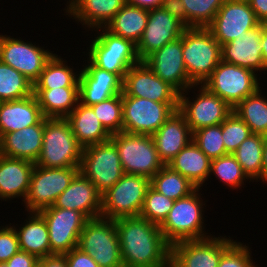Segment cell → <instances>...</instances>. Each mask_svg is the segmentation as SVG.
Segmentation results:
<instances>
[{
  "instance_id": "obj_5",
  "label": "cell",
  "mask_w": 267,
  "mask_h": 267,
  "mask_svg": "<svg viewBox=\"0 0 267 267\" xmlns=\"http://www.w3.org/2000/svg\"><path fill=\"white\" fill-rule=\"evenodd\" d=\"M182 53L188 77L195 85H202L221 61V45L208 28H186Z\"/></svg>"
},
{
  "instance_id": "obj_33",
  "label": "cell",
  "mask_w": 267,
  "mask_h": 267,
  "mask_svg": "<svg viewBox=\"0 0 267 267\" xmlns=\"http://www.w3.org/2000/svg\"><path fill=\"white\" fill-rule=\"evenodd\" d=\"M148 12L149 10L126 3L104 28L137 45L147 26Z\"/></svg>"
},
{
  "instance_id": "obj_26",
  "label": "cell",
  "mask_w": 267,
  "mask_h": 267,
  "mask_svg": "<svg viewBox=\"0 0 267 267\" xmlns=\"http://www.w3.org/2000/svg\"><path fill=\"white\" fill-rule=\"evenodd\" d=\"M43 134L44 119L39 124L4 134L0 138V154L35 163L41 152Z\"/></svg>"
},
{
  "instance_id": "obj_42",
  "label": "cell",
  "mask_w": 267,
  "mask_h": 267,
  "mask_svg": "<svg viewBox=\"0 0 267 267\" xmlns=\"http://www.w3.org/2000/svg\"><path fill=\"white\" fill-rule=\"evenodd\" d=\"M192 140L210 160L228 154L223 143L221 124L194 131Z\"/></svg>"
},
{
  "instance_id": "obj_6",
  "label": "cell",
  "mask_w": 267,
  "mask_h": 267,
  "mask_svg": "<svg viewBox=\"0 0 267 267\" xmlns=\"http://www.w3.org/2000/svg\"><path fill=\"white\" fill-rule=\"evenodd\" d=\"M261 77L252 70L221 60L202 85L234 108L262 87Z\"/></svg>"
},
{
  "instance_id": "obj_44",
  "label": "cell",
  "mask_w": 267,
  "mask_h": 267,
  "mask_svg": "<svg viewBox=\"0 0 267 267\" xmlns=\"http://www.w3.org/2000/svg\"><path fill=\"white\" fill-rule=\"evenodd\" d=\"M222 138L227 153H233L252 132L249 126L233 111L221 123Z\"/></svg>"
},
{
  "instance_id": "obj_1",
  "label": "cell",
  "mask_w": 267,
  "mask_h": 267,
  "mask_svg": "<svg viewBox=\"0 0 267 267\" xmlns=\"http://www.w3.org/2000/svg\"><path fill=\"white\" fill-rule=\"evenodd\" d=\"M114 221L124 267H171V244L159 225L141 217Z\"/></svg>"
},
{
  "instance_id": "obj_24",
  "label": "cell",
  "mask_w": 267,
  "mask_h": 267,
  "mask_svg": "<svg viewBox=\"0 0 267 267\" xmlns=\"http://www.w3.org/2000/svg\"><path fill=\"white\" fill-rule=\"evenodd\" d=\"M35 163L0 154V203L25 200Z\"/></svg>"
},
{
  "instance_id": "obj_51",
  "label": "cell",
  "mask_w": 267,
  "mask_h": 267,
  "mask_svg": "<svg viewBox=\"0 0 267 267\" xmlns=\"http://www.w3.org/2000/svg\"><path fill=\"white\" fill-rule=\"evenodd\" d=\"M251 9L260 23L267 21V0H250Z\"/></svg>"
},
{
  "instance_id": "obj_47",
  "label": "cell",
  "mask_w": 267,
  "mask_h": 267,
  "mask_svg": "<svg viewBox=\"0 0 267 267\" xmlns=\"http://www.w3.org/2000/svg\"><path fill=\"white\" fill-rule=\"evenodd\" d=\"M67 267H100L91 255L75 247L64 254Z\"/></svg>"
},
{
  "instance_id": "obj_13",
  "label": "cell",
  "mask_w": 267,
  "mask_h": 267,
  "mask_svg": "<svg viewBox=\"0 0 267 267\" xmlns=\"http://www.w3.org/2000/svg\"><path fill=\"white\" fill-rule=\"evenodd\" d=\"M39 45L38 42L0 33V61L16 69L34 84L54 54L48 46Z\"/></svg>"
},
{
  "instance_id": "obj_7",
  "label": "cell",
  "mask_w": 267,
  "mask_h": 267,
  "mask_svg": "<svg viewBox=\"0 0 267 267\" xmlns=\"http://www.w3.org/2000/svg\"><path fill=\"white\" fill-rule=\"evenodd\" d=\"M110 140L115 144L124 174L151 179L163 166L152 136L120 132Z\"/></svg>"
},
{
  "instance_id": "obj_19",
  "label": "cell",
  "mask_w": 267,
  "mask_h": 267,
  "mask_svg": "<svg viewBox=\"0 0 267 267\" xmlns=\"http://www.w3.org/2000/svg\"><path fill=\"white\" fill-rule=\"evenodd\" d=\"M145 64L163 81L179 93L195 85L188 77L182 53V35L154 51L144 60Z\"/></svg>"
},
{
  "instance_id": "obj_3",
  "label": "cell",
  "mask_w": 267,
  "mask_h": 267,
  "mask_svg": "<svg viewBox=\"0 0 267 267\" xmlns=\"http://www.w3.org/2000/svg\"><path fill=\"white\" fill-rule=\"evenodd\" d=\"M82 151L66 118H44L43 143L36 166L80 168Z\"/></svg>"
},
{
  "instance_id": "obj_57",
  "label": "cell",
  "mask_w": 267,
  "mask_h": 267,
  "mask_svg": "<svg viewBox=\"0 0 267 267\" xmlns=\"http://www.w3.org/2000/svg\"><path fill=\"white\" fill-rule=\"evenodd\" d=\"M233 1L249 2L250 0H233Z\"/></svg>"
},
{
  "instance_id": "obj_55",
  "label": "cell",
  "mask_w": 267,
  "mask_h": 267,
  "mask_svg": "<svg viewBox=\"0 0 267 267\" xmlns=\"http://www.w3.org/2000/svg\"><path fill=\"white\" fill-rule=\"evenodd\" d=\"M76 0H65L66 4H65V8L63 9V11H67L75 2Z\"/></svg>"
},
{
  "instance_id": "obj_2",
  "label": "cell",
  "mask_w": 267,
  "mask_h": 267,
  "mask_svg": "<svg viewBox=\"0 0 267 267\" xmlns=\"http://www.w3.org/2000/svg\"><path fill=\"white\" fill-rule=\"evenodd\" d=\"M202 191V188H197L190 195L175 200L166 219L160 225L163 236L171 245L183 240L204 239L213 235L212 232L208 233V229L205 231L207 224L204 223V209L208 200L204 199Z\"/></svg>"
},
{
  "instance_id": "obj_22",
  "label": "cell",
  "mask_w": 267,
  "mask_h": 267,
  "mask_svg": "<svg viewBox=\"0 0 267 267\" xmlns=\"http://www.w3.org/2000/svg\"><path fill=\"white\" fill-rule=\"evenodd\" d=\"M262 23L245 32V35L221 45V60L257 73L267 74L261 46ZM259 71V72H258ZM266 71V72H265Z\"/></svg>"
},
{
  "instance_id": "obj_12",
  "label": "cell",
  "mask_w": 267,
  "mask_h": 267,
  "mask_svg": "<svg viewBox=\"0 0 267 267\" xmlns=\"http://www.w3.org/2000/svg\"><path fill=\"white\" fill-rule=\"evenodd\" d=\"M78 172L79 167L44 168L35 165L22 205L24 211L39 212L52 206Z\"/></svg>"
},
{
  "instance_id": "obj_35",
  "label": "cell",
  "mask_w": 267,
  "mask_h": 267,
  "mask_svg": "<svg viewBox=\"0 0 267 267\" xmlns=\"http://www.w3.org/2000/svg\"><path fill=\"white\" fill-rule=\"evenodd\" d=\"M263 89L265 90L260 87L239 102L232 111L249 126L252 134L267 136V94L262 92Z\"/></svg>"
},
{
  "instance_id": "obj_8",
  "label": "cell",
  "mask_w": 267,
  "mask_h": 267,
  "mask_svg": "<svg viewBox=\"0 0 267 267\" xmlns=\"http://www.w3.org/2000/svg\"><path fill=\"white\" fill-rule=\"evenodd\" d=\"M149 187L150 179L124 174L101 195V216L111 220L139 217Z\"/></svg>"
},
{
  "instance_id": "obj_34",
  "label": "cell",
  "mask_w": 267,
  "mask_h": 267,
  "mask_svg": "<svg viewBox=\"0 0 267 267\" xmlns=\"http://www.w3.org/2000/svg\"><path fill=\"white\" fill-rule=\"evenodd\" d=\"M45 118H66L79 102V87L34 90Z\"/></svg>"
},
{
  "instance_id": "obj_17",
  "label": "cell",
  "mask_w": 267,
  "mask_h": 267,
  "mask_svg": "<svg viewBox=\"0 0 267 267\" xmlns=\"http://www.w3.org/2000/svg\"><path fill=\"white\" fill-rule=\"evenodd\" d=\"M257 20L249 2L225 0L207 27L220 45L227 44L256 27Z\"/></svg>"
},
{
  "instance_id": "obj_30",
  "label": "cell",
  "mask_w": 267,
  "mask_h": 267,
  "mask_svg": "<svg viewBox=\"0 0 267 267\" xmlns=\"http://www.w3.org/2000/svg\"><path fill=\"white\" fill-rule=\"evenodd\" d=\"M168 166L187 178L197 188L207 186L211 160L193 140L168 163Z\"/></svg>"
},
{
  "instance_id": "obj_18",
  "label": "cell",
  "mask_w": 267,
  "mask_h": 267,
  "mask_svg": "<svg viewBox=\"0 0 267 267\" xmlns=\"http://www.w3.org/2000/svg\"><path fill=\"white\" fill-rule=\"evenodd\" d=\"M123 93L159 103L179 102V92L159 78L144 61L133 65L125 74Z\"/></svg>"
},
{
  "instance_id": "obj_56",
  "label": "cell",
  "mask_w": 267,
  "mask_h": 267,
  "mask_svg": "<svg viewBox=\"0 0 267 267\" xmlns=\"http://www.w3.org/2000/svg\"><path fill=\"white\" fill-rule=\"evenodd\" d=\"M0 267H8V264L6 262L0 263Z\"/></svg>"
},
{
  "instance_id": "obj_50",
  "label": "cell",
  "mask_w": 267,
  "mask_h": 267,
  "mask_svg": "<svg viewBox=\"0 0 267 267\" xmlns=\"http://www.w3.org/2000/svg\"><path fill=\"white\" fill-rule=\"evenodd\" d=\"M37 267H67L64 255H50L39 258Z\"/></svg>"
},
{
  "instance_id": "obj_27",
  "label": "cell",
  "mask_w": 267,
  "mask_h": 267,
  "mask_svg": "<svg viewBox=\"0 0 267 267\" xmlns=\"http://www.w3.org/2000/svg\"><path fill=\"white\" fill-rule=\"evenodd\" d=\"M125 4L126 0H76L62 15L75 19L89 33L96 28L105 27Z\"/></svg>"
},
{
  "instance_id": "obj_48",
  "label": "cell",
  "mask_w": 267,
  "mask_h": 267,
  "mask_svg": "<svg viewBox=\"0 0 267 267\" xmlns=\"http://www.w3.org/2000/svg\"><path fill=\"white\" fill-rule=\"evenodd\" d=\"M39 258L33 254L19 251L6 263L8 267H37Z\"/></svg>"
},
{
  "instance_id": "obj_28",
  "label": "cell",
  "mask_w": 267,
  "mask_h": 267,
  "mask_svg": "<svg viewBox=\"0 0 267 267\" xmlns=\"http://www.w3.org/2000/svg\"><path fill=\"white\" fill-rule=\"evenodd\" d=\"M36 96L0 102V138L7 133L39 124L43 119Z\"/></svg>"
},
{
  "instance_id": "obj_29",
  "label": "cell",
  "mask_w": 267,
  "mask_h": 267,
  "mask_svg": "<svg viewBox=\"0 0 267 267\" xmlns=\"http://www.w3.org/2000/svg\"><path fill=\"white\" fill-rule=\"evenodd\" d=\"M21 224L10 223L18 236L20 251L43 258L51 255L48 226L38 212H25ZM23 224V225H22Z\"/></svg>"
},
{
  "instance_id": "obj_38",
  "label": "cell",
  "mask_w": 267,
  "mask_h": 267,
  "mask_svg": "<svg viewBox=\"0 0 267 267\" xmlns=\"http://www.w3.org/2000/svg\"><path fill=\"white\" fill-rule=\"evenodd\" d=\"M212 176H214L215 181L218 180L219 183H222L220 187L226 186L225 189L240 190V188L246 187L245 183L252 182L231 153L211 160L210 180L213 179Z\"/></svg>"
},
{
  "instance_id": "obj_16",
  "label": "cell",
  "mask_w": 267,
  "mask_h": 267,
  "mask_svg": "<svg viewBox=\"0 0 267 267\" xmlns=\"http://www.w3.org/2000/svg\"><path fill=\"white\" fill-rule=\"evenodd\" d=\"M48 226L51 255H64L78 247L88 218L77 210L50 206L38 212Z\"/></svg>"
},
{
  "instance_id": "obj_21",
  "label": "cell",
  "mask_w": 267,
  "mask_h": 267,
  "mask_svg": "<svg viewBox=\"0 0 267 267\" xmlns=\"http://www.w3.org/2000/svg\"><path fill=\"white\" fill-rule=\"evenodd\" d=\"M79 78V102L86 106L122 94L123 80L112 72L96 67L88 58L84 60Z\"/></svg>"
},
{
  "instance_id": "obj_52",
  "label": "cell",
  "mask_w": 267,
  "mask_h": 267,
  "mask_svg": "<svg viewBox=\"0 0 267 267\" xmlns=\"http://www.w3.org/2000/svg\"><path fill=\"white\" fill-rule=\"evenodd\" d=\"M163 0H126L127 4L141 7L146 10L161 7Z\"/></svg>"
},
{
  "instance_id": "obj_45",
  "label": "cell",
  "mask_w": 267,
  "mask_h": 267,
  "mask_svg": "<svg viewBox=\"0 0 267 267\" xmlns=\"http://www.w3.org/2000/svg\"><path fill=\"white\" fill-rule=\"evenodd\" d=\"M251 248L236 238L222 254L218 267H259L253 260Z\"/></svg>"
},
{
  "instance_id": "obj_37",
  "label": "cell",
  "mask_w": 267,
  "mask_h": 267,
  "mask_svg": "<svg viewBox=\"0 0 267 267\" xmlns=\"http://www.w3.org/2000/svg\"><path fill=\"white\" fill-rule=\"evenodd\" d=\"M150 186L164 196L178 200L190 195L197 187L187 178L164 165L151 179Z\"/></svg>"
},
{
  "instance_id": "obj_46",
  "label": "cell",
  "mask_w": 267,
  "mask_h": 267,
  "mask_svg": "<svg viewBox=\"0 0 267 267\" xmlns=\"http://www.w3.org/2000/svg\"><path fill=\"white\" fill-rule=\"evenodd\" d=\"M20 251L19 239L11 224L0 226V263L7 262L14 254Z\"/></svg>"
},
{
  "instance_id": "obj_4",
  "label": "cell",
  "mask_w": 267,
  "mask_h": 267,
  "mask_svg": "<svg viewBox=\"0 0 267 267\" xmlns=\"http://www.w3.org/2000/svg\"><path fill=\"white\" fill-rule=\"evenodd\" d=\"M92 32L94 35L88 37L92 39L85 49L87 52H82L85 55L78 57L87 56L96 67L117 74L123 80L128 70L141 61L136 44L110 33L104 27L92 30L91 34Z\"/></svg>"
},
{
  "instance_id": "obj_31",
  "label": "cell",
  "mask_w": 267,
  "mask_h": 267,
  "mask_svg": "<svg viewBox=\"0 0 267 267\" xmlns=\"http://www.w3.org/2000/svg\"><path fill=\"white\" fill-rule=\"evenodd\" d=\"M77 142L84 148L110 140L111 134L96 117L91 106L78 102L76 108L66 117Z\"/></svg>"
},
{
  "instance_id": "obj_54",
  "label": "cell",
  "mask_w": 267,
  "mask_h": 267,
  "mask_svg": "<svg viewBox=\"0 0 267 267\" xmlns=\"http://www.w3.org/2000/svg\"><path fill=\"white\" fill-rule=\"evenodd\" d=\"M261 182L263 185L267 186V136H265L264 146H263V162H262V172H261Z\"/></svg>"
},
{
  "instance_id": "obj_15",
  "label": "cell",
  "mask_w": 267,
  "mask_h": 267,
  "mask_svg": "<svg viewBox=\"0 0 267 267\" xmlns=\"http://www.w3.org/2000/svg\"><path fill=\"white\" fill-rule=\"evenodd\" d=\"M220 235L172 244L171 267H218L222 254L235 241Z\"/></svg>"
},
{
  "instance_id": "obj_43",
  "label": "cell",
  "mask_w": 267,
  "mask_h": 267,
  "mask_svg": "<svg viewBox=\"0 0 267 267\" xmlns=\"http://www.w3.org/2000/svg\"><path fill=\"white\" fill-rule=\"evenodd\" d=\"M174 202L175 200L164 196L150 186L146 192L139 217L160 226L166 219Z\"/></svg>"
},
{
  "instance_id": "obj_39",
  "label": "cell",
  "mask_w": 267,
  "mask_h": 267,
  "mask_svg": "<svg viewBox=\"0 0 267 267\" xmlns=\"http://www.w3.org/2000/svg\"><path fill=\"white\" fill-rule=\"evenodd\" d=\"M34 94V84L13 67L0 61V102L19 100Z\"/></svg>"
},
{
  "instance_id": "obj_49",
  "label": "cell",
  "mask_w": 267,
  "mask_h": 267,
  "mask_svg": "<svg viewBox=\"0 0 267 267\" xmlns=\"http://www.w3.org/2000/svg\"><path fill=\"white\" fill-rule=\"evenodd\" d=\"M161 7L186 26V11L181 0H163Z\"/></svg>"
},
{
  "instance_id": "obj_14",
  "label": "cell",
  "mask_w": 267,
  "mask_h": 267,
  "mask_svg": "<svg viewBox=\"0 0 267 267\" xmlns=\"http://www.w3.org/2000/svg\"><path fill=\"white\" fill-rule=\"evenodd\" d=\"M123 132L152 136L178 110V103H159L122 92Z\"/></svg>"
},
{
  "instance_id": "obj_20",
  "label": "cell",
  "mask_w": 267,
  "mask_h": 267,
  "mask_svg": "<svg viewBox=\"0 0 267 267\" xmlns=\"http://www.w3.org/2000/svg\"><path fill=\"white\" fill-rule=\"evenodd\" d=\"M186 28L181 21L170 16L162 7L149 10L147 26L136 45L139 59L143 61L154 51L180 38Z\"/></svg>"
},
{
  "instance_id": "obj_40",
  "label": "cell",
  "mask_w": 267,
  "mask_h": 267,
  "mask_svg": "<svg viewBox=\"0 0 267 267\" xmlns=\"http://www.w3.org/2000/svg\"><path fill=\"white\" fill-rule=\"evenodd\" d=\"M186 11V27L207 28L225 0H181Z\"/></svg>"
},
{
  "instance_id": "obj_41",
  "label": "cell",
  "mask_w": 267,
  "mask_h": 267,
  "mask_svg": "<svg viewBox=\"0 0 267 267\" xmlns=\"http://www.w3.org/2000/svg\"><path fill=\"white\" fill-rule=\"evenodd\" d=\"M91 107L96 117L111 135L123 131L122 94L115 95Z\"/></svg>"
},
{
  "instance_id": "obj_11",
  "label": "cell",
  "mask_w": 267,
  "mask_h": 267,
  "mask_svg": "<svg viewBox=\"0 0 267 267\" xmlns=\"http://www.w3.org/2000/svg\"><path fill=\"white\" fill-rule=\"evenodd\" d=\"M79 171L101 195L124 175L118 150L111 140L84 147Z\"/></svg>"
},
{
  "instance_id": "obj_32",
  "label": "cell",
  "mask_w": 267,
  "mask_h": 267,
  "mask_svg": "<svg viewBox=\"0 0 267 267\" xmlns=\"http://www.w3.org/2000/svg\"><path fill=\"white\" fill-rule=\"evenodd\" d=\"M60 55L54 53L47 61L39 79L34 83V90H49L59 87H79L81 66L79 69V66H73V62L69 64L62 54Z\"/></svg>"
},
{
  "instance_id": "obj_10",
  "label": "cell",
  "mask_w": 267,
  "mask_h": 267,
  "mask_svg": "<svg viewBox=\"0 0 267 267\" xmlns=\"http://www.w3.org/2000/svg\"><path fill=\"white\" fill-rule=\"evenodd\" d=\"M232 110L223 99L203 85H193L179 93L178 111L184 116L192 133L203 127L221 124Z\"/></svg>"
},
{
  "instance_id": "obj_23",
  "label": "cell",
  "mask_w": 267,
  "mask_h": 267,
  "mask_svg": "<svg viewBox=\"0 0 267 267\" xmlns=\"http://www.w3.org/2000/svg\"><path fill=\"white\" fill-rule=\"evenodd\" d=\"M52 206L77 210L88 219L96 218L101 216V194L95 185L79 171Z\"/></svg>"
},
{
  "instance_id": "obj_53",
  "label": "cell",
  "mask_w": 267,
  "mask_h": 267,
  "mask_svg": "<svg viewBox=\"0 0 267 267\" xmlns=\"http://www.w3.org/2000/svg\"><path fill=\"white\" fill-rule=\"evenodd\" d=\"M261 46L263 61L267 66V21L262 23Z\"/></svg>"
},
{
  "instance_id": "obj_36",
  "label": "cell",
  "mask_w": 267,
  "mask_h": 267,
  "mask_svg": "<svg viewBox=\"0 0 267 267\" xmlns=\"http://www.w3.org/2000/svg\"><path fill=\"white\" fill-rule=\"evenodd\" d=\"M265 136L251 134L232 153L252 183H261Z\"/></svg>"
},
{
  "instance_id": "obj_9",
  "label": "cell",
  "mask_w": 267,
  "mask_h": 267,
  "mask_svg": "<svg viewBox=\"0 0 267 267\" xmlns=\"http://www.w3.org/2000/svg\"><path fill=\"white\" fill-rule=\"evenodd\" d=\"M78 248L91 255L100 267H124L115 221L99 216L86 221Z\"/></svg>"
},
{
  "instance_id": "obj_25",
  "label": "cell",
  "mask_w": 267,
  "mask_h": 267,
  "mask_svg": "<svg viewBox=\"0 0 267 267\" xmlns=\"http://www.w3.org/2000/svg\"><path fill=\"white\" fill-rule=\"evenodd\" d=\"M191 132L184 116L176 110L152 135L160 160L168 163L192 141Z\"/></svg>"
}]
</instances>
